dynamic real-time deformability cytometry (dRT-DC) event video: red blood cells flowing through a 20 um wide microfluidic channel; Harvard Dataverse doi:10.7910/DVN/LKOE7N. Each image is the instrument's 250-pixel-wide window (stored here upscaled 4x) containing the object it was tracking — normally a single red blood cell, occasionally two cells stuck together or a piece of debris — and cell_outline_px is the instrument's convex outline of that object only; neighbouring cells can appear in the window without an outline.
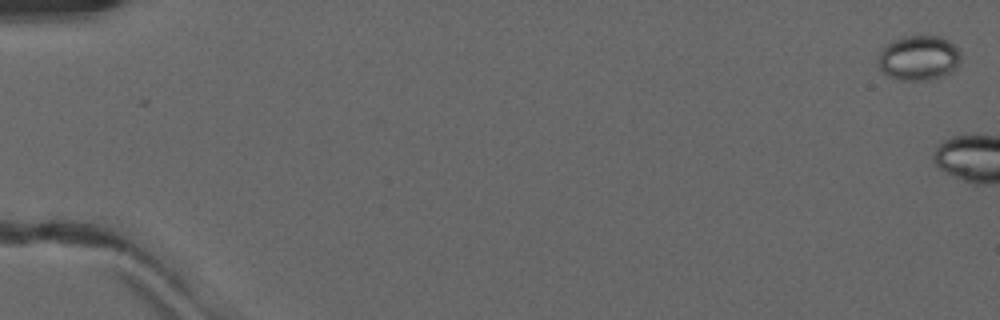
{"species": "common noctule bat (a hibernating species)", "species_latin": "Nyctalus noctula", "temperature_condition": "warm", "stored_images_in_passage": 6, "camera_frame_rate_fps": 3000, "um_per_image_px": 0.085, "animal": {"sex": "male", "forearm_length_mm": 52.5}, "frame": {"image": 1, "passage_image": 1, "time_ms": 0.0, "image_size_px": [1000, 320], "cell_outline_px": [[960, 60], [956, 68], [932, 80], [900, 80], [888, 76], [876, 64], [876, 60], [880, 48], [892, 40], [904, 36], [940, 36], [948, 40], [960, 52]], "centroid_in_image_um": [78.03, 4.91], "position_along_channel_um": 7.0, "area_um2": 21.79}}